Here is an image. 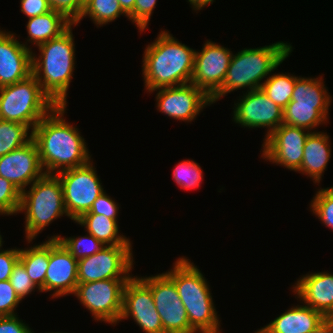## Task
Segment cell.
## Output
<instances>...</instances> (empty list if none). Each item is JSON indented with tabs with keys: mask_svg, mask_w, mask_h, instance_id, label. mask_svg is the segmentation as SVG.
<instances>
[{
	"mask_svg": "<svg viewBox=\"0 0 333 333\" xmlns=\"http://www.w3.org/2000/svg\"><path fill=\"white\" fill-rule=\"evenodd\" d=\"M66 106H55L32 130L45 174L80 167L91 160L78 128L64 119Z\"/></svg>",
	"mask_w": 333,
	"mask_h": 333,
	"instance_id": "cell-1",
	"label": "cell"
},
{
	"mask_svg": "<svg viewBox=\"0 0 333 333\" xmlns=\"http://www.w3.org/2000/svg\"><path fill=\"white\" fill-rule=\"evenodd\" d=\"M196 50L182 44L168 31L159 32L143 54L142 74L147 92L191 83Z\"/></svg>",
	"mask_w": 333,
	"mask_h": 333,
	"instance_id": "cell-2",
	"label": "cell"
},
{
	"mask_svg": "<svg viewBox=\"0 0 333 333\" xmlns=\"http://www.w3.org/2000/svg\"><path fill=\"white\" fill-rule=\"evenodd\" d=\"M74 26L72 24L59 37L38 45V57L32 52V74L56 106H67V92L75 70Z\"/></svg>",
	"mask_w": 333,
	"mask_h": 333,
	"instance_id": "cell-3",
	"label": "cell"
},
{
	"mask_svg": "<svg viewBox=\"0 0 333 333\" xmlns=\"http://www.w3.org/2000/svg\"><path fill=\"white\" fill-rule=\"evenodd\" d=\"M165 274L175 283L190 326L199 333H221L212 293L204 275L190 259L179 257Z\"/></svg>",
	"mask_w": 333,
	"mask_h": 333,
	"instance_id": "cell-4",
	"label": "cell"
},
{
	"mask_svg": "<svg viewBox=\"0 0 333 333\" xmlns=\"http://www.w3.org/2000/svg\"><path fill=\"white\" fill-rule=\"evenodd\" d=\"M290 43L282 41L257 48H244L233 54L221 88L211 97L212 104L226 94L248 88V92L259 89L263 79L292 53Z\"/></svg>",
	"mask_w": 333,
	"mask_h": 333,
	"instance_id": "cell-5",
	"label": "cell"
},
{
	"mask_svg": "<svg viewBox=\"0 0 333 333\" xmlns=\"http://www.w3.org/2000/svg\"><path fill=\"white\" fill-rule=\"evenodd\" d=\"M21 193L18 213H25L26 241L32 242L55 219L68 216L63 188L56 174H44Z\"/></svg>",
	"mask_w": 333,
	"mask_h": 333,
	"instance_id": "cell-6",
	"label": "cell"
},
{
	"mask_svg": "<svg viewBox=\"0 0 333 333\" xmlns=\"http://www.w3.org/2000/svg\"><path fill=\"white\" fill-rule=\"evenodd\" d=\"M55 106L33 74L0 88V119L28 125L31 131Z\"/></svg>",
	"mask_w": 333,
	"mask_h": 333,
	"instance_id": "cell-7",
	"label": "cell"
},
{
	"mask_svg": "<svg viewBox=\"0 0 333 333\" xmlns=\"http://www.w3.org/2000/svg\"><path fill=\"white\" fill-rule=\"evenodd\" d=\"M93 161L57 173L63 188L64 205L73 221L89 212L93 202L105 190L98 177Z\"/></svg>",
	"mask_w": 333,
	"mask_h": 333,
	"instance_id": "cell-8",
	"label": "cell"
},
{
	"mask_svg": "<svg viewBox=\"0 0 333 333\" xmlns=\"http://www.w3.org/2000/svg\"><path fill=\"white\" fill-rule=\"evenodd\" d=\"M129 279H107L78 283L73 293L96 321L119 323L123 290Z\"/></svg>",
	"mask_w": 333,
	"mask_h": 333,
	"instance_id": "cell-9",
	"label": "cell"
},
{
	"mask_svg": "<svg viewBox=\"0 0 333 333\" xmlns=\"http://www.w3.org/2000/svg\"><path fill=\"white\" fill-rule=\"evenodd\" d=\"M132 252V246H105L99 252L78 260V283L130 279L134 264Z\"/></svg>",
	"mask_w": 333,
	"mask_h": 333,
	"instance_id": "cell-10",
	"label": "cell"
},
{
	"mask_svg": "<svg viewBox=\"0 0 333 333\" xmlns=\"http://www.w3.org/2000/svg\"><path fill=\"white\" fill-rule=\"evenodd\" d=\"M141 278L150 286L163 333H197L190 326L175 283L165 273Z\"/></svg>",
	"mask_w": 333,
	"mask_h": 333,
	"instance_id": "cell-11",
	"label": "cell"
},
{
	"mask_svg": "<svg viewBox=\"0 0 333 333\" xmlns=\"http://www.w3.org/2000/svg\"><path fill=\"white\" fill-rule=\"evenodd\" d=\"M233 121L241 127L267 128L263 141L281 124L284 110L274 103L261 88L246 91L234 102Z\"/></svg>",
	"mask_w": 333,
	"mask_h": 333,
	"instance_id": "cell-12",
	"label": "cell"
},
{
	"mask_svg": "<svg viewBox=\"0 0 333 333\" xmlns=\"http://www.w3.org/2000/svg\"><path fill=\"white\" fill-rule=\"evenodd\" d=\"M310 133L304 128L281 124L264 140L261 157L297 172L301 167L304 145Z\"/></svg>",
	"mask_w": 333,
	"mask_h": 333,
	"instance_id": "cell-13",
	"label": "cell"
},
{
	"mask_svg": "<svg viewBox=\"0 0 333 333\" xmlns=\"http://www.w3.org/2000/svg\"><path fill=\"white\" fill-rule=\"evenodd\" d=\"M130 316L144 332L163 333V325L150 286L141 277L133 275L124 286L119 322Z\"/></svg>",
	"mask_w": 333,
	"mask_h": 333,
	"instance_id": "cell-14",
	"label": "cell"
},
{
	"mask_svg": "<svg viewBox=\"0 0 333 333\" xmlns=\"http://www.w3.org/2000/svg\"><path fill=\"white\" fill-rule=\"evenodd\" d=\"M156 102L157 110L174 120L193 121L206 106L212 104L211 98L192 83L179 86L158 88Z\"/></svg>",
	"mask_w": 333,
	"mask_h": 333,
	"instance_id": "cell-15",
	"label": "cell"
},
{
	"mask_svg": "<svg viewBox=\"0 0 333 333\" xmlns=\"http://www.w3.org/2000/svg\"><path fill=\"white\" fill-rule=\"evenodd\" d=\"M201 52H195L191 83L203 90L210 98L221 88L231 58L230 49L206 40Z\"/></svg>",
	"mask_w": 333,
	"mask_h": 333,
	"instance_id": "cell-16",
	"label": "cell"
},
{
	"mask_svg": "<svg viewBox=\"0 0 333 333\" xmlns=\"http://www.w3.org/2000/svg\"><path fill=\"white\" fill-rule=\"evenodd\" d=\"M44 174L38 147L33 139L24 146L0 156V176L9 180L21 192Z\"/></svg>",
	"mask_w": 333,
	"mask_h": 333,
	"instance_id": "cell-17",
	"label": "cell"
},
{
	"mask_svg": "<svg viewBox=\"0 0 333 333\" xmlns=\"http://www.w3.org/2000/svg\"><path fill=\"white\" fill-rule=\"evenodd\" d=\"M78 261L58 239H49V265L45 276V292L52 298L73 294L78 284Z\"/></svg>",
	"mask_w": 333,
	"mask_h": 333,
	"instance_id": "cell-18",
	"label": "cell"
},
{
	"mask_svg": "<svg viewBox=\"0 0 333 333\" xmlns=\"http://www.w3.org/2000/svg\"><path fill=\"white\" fill-rule=\"evenodd\" d=\"M20 43L14 33L0 30V88L32 74V48Z\"/></svg>",
	"mask_w": 333,
	"mask_h": 333,
	"instance_id": "cell-19",
	"label": "cell"
},
{
	"mask_svg": "<svg viewBox=\"0 0 333 333\" xmlns=\"http://www.w3.org/2000/svg\"><path fill=\"white\" fill-rule=\"evenodd\" d=\"M293 286L294 294L305 305L333 317V274L327 271L308 273Z\"/></svg>",
	"mask_w": 333,
	"mask_h": 333,
	"instance_id": "cell-20",
	"label": "cell"
},
{
	"mask_svg": "<svg viewBox=\"0 0 333 333\" xmlns=\"http://www.w3.org/2000/svg\"><path fill=\"white\" fill-rule=\"evenodd\" d=\"M302 304L292 306L261 329L266 333H309L326 317L321 312Z\"/></svg>",
	"mask_w": 333,
	"mask_h": 333,
	"instance_id": "cell-21",
	"label": "cell"
},
{
	"mask_svg": "<svg viewBox=\"0 0 333 333\" xmlns=\"http://www.w3.org/2000/svg\"><path fill=\"white\" fill-rule=\"evenodd\" d=\"M325 132L313 131L308 135L303 149V160L299 173L310 177L317 184L322 180L329 159L331 158V142Z\"/></svg>",
	"mask_w": 333,
	"mask_h": 333,
	"instance_id": "cell-22",
	"label": "cell"
},
{
	"mask_svg": "<svg viewBox=\"0 0 333 333\" xmlns=\"http://www.w3.org/2000/svg\"><path fill=\"white\" fill-rule=\"evenodd\" d=\"M72 24L62 13L53 9L45 14L28 18L27 42L35 46L48 42L59 37Z\"/></svg>",
	"mask_w": 333,
	"mask_h": 333,
	"instance_id": "cell-23",
	"label": "cell"
},
{
	"mask_svg": "<svg viewBox=\"0 0 333 333\" xmlns=\"http://www.w3.org/2000/svg\"><path fill=\"white\" fill-rule=\"evenodd\" d=\"M84 226L87 233L92 234L105 246H132L129 238L119 234L118 221L98 214H83L75 221Z\"/></svg>",
	"mask_w": 333,
	"mask_h": 333,
	"instance_id": "cell-24",
	"label": "cell"
},
{
	"mask_svg": "<svg viewBox=\"0 0 333 333\" xmlns=\"http://www.w3.org/2000/svg\"><path fill=\"white\" fill-rule=\"evenodd\" d=\"M322 76L317 78L298 77L296 79L291 101L287 105L314 106V108H329L332 101L326 90Z\"/></svg>",
	"mask_w": 333,
	"mask_h": 333,
	"instance_id": "cell-25",
	"label": "cell"
},
{
	"mask_svg": "<svg viewBox=\"0 0 333 333\" xmlns=\"http://www.w3.org/2000/svg\"><path fill=\"white\" fill-rule=\"evenodd\" d=\"M19 262L24 266L31 281L45 292V276L49 265V239L41 244L20 249Z\"/></svg>",
	"mask_w": 333,
	"mask_h": 333,
	"instance_id": "cell-26",
	"label": "cell"
},
{
	"mask_svg": "<svg viewBox=\"0 0 333 333\" xmlns=\"http://www.w3.org/2000/svg\"><path fill=\"white\" fill-rule=\"evenodd\" d=\"M283 124L309 130L328 123L329 108H314L305 105H286L283 109ZM314 128V129H313Z\"/></svg>",
	"mask_w": 333,
	"mask_h": 333,
	"instance_id": "cell-27",
	"label": "cell"
},
{
	"mask_svg": "<svg viewBox=\"0 0 333 333\" xmlns=\"http://www.w3.org/2000/svg\"><path fill=\"white\" fill-rule=\"evenodd\" d=\"M120 15L129 19L118 0H85L82 14L74 25H78L84 17L88 16L97 27H102L115 21Z\"/></svg>",
	"mask_w": 333,
	"mask_h": 333,
	"instance_id": "cell-28",
	"label": "cell"
},
{
	"mask_svg": "<svg viewBox=\"0 0 333 333\" xmlns=\"http://www.w3.org/2000/svg\"><path fill=\"white\" fill-rule=\"evenodd\" d=\"M298 76L287 73L269 75L264 79L261 89L274 103L282 109L291 101L294 85Z\"/></svg>",
	"mask_w": 333,
	"mask_h": 333,
	"instance_id": "cell-29",
	"label": "cell"
},
{
	"mask_svg": "<svg viewBox=\"0 0 333 333\" xmlns=\"http://www.w3.org/2000/svg\"><path fill=\"white\" fill-rule=\"evenodd\" d=\"M30 129L28 125L0 119V156L6 155L31 141L33 131Z\"/></svg>",
	"mask_w": 333,
	"mask_h": 333,
	"instance_id": "cell-30",
	"label": "cell"
},
{
	"mask_svg": "<svg viewBox=\"0 0 333 333\" xmlns=\"http://www.w3.org/2000/svg\"><path fill=\"white\" fill-rule=\"evenodd\" d=\"M48 238L58 239L77 261L91 256L105 247L100 240H97L89 233L81 237H62L60 235H54Z\"/></svg>",
	"mask_w": 333,
	"mask_h": 333,
	"instance_id": "cell-31",
	"label": "cell"
},
{
	"mask_svg": "<svg viewBox=\"0 0 333 333\" xmlns=\"http://www.w3.org/2000/svg\"><path fill=\"white\" fill-rule=\"evenodd\" d=\"M202 169L194 160L188 159L179 162L173 169V180L182 189L193 190L201 187L203 181Z\"/></svg>",
	"mask_w": 333,
	"mask_h": 333,
	"instance_id": "cell-32",
	"label": "cell"
},
{
	"mask_svg": "<svg viewBox=\"0 0 333 333\" xmlns=\"http://www.w3.org/2000/svg\"><path fill=\"white\" fill-rule=\"evenodd\" d=\"M310 207L321 223L333 230V186L318 189Z\"/></svg>",
	"mask_w": 333,
	"mask_h": 333,
	"instance_id": "cell-33",
	"label": "cell"
},
{
	"mask_svg": "<svg viewBox=\"0 0 333 333\" xmlns=\"http://www.w3.org/2000/svg\"><path fill=\"white\" fill-rule=\"evenodd\" d=\"M21 191L0 176V215H15L19 211Z\"/></svg>",
	"mask_w": 333,
	"mask_h": 333,
	"instance_id": "cell-34",
	"label": "cell"
},
{
	"mask_svg": "<svg viewBox=\"0 0 333 333\" xmlns=\"http://www.w3.org/2000/svg\"><path fill=\"white\" fill-rule=\"evenodd\" d=\"M9 281L21 300L31 294L35 289H38V291L41 292V290L31 281L24 266L19 261L14 266Z\"/></svg>",
	"mask_w": 333,
	"mask_h": 333,
	"instance_id": "cell-35",
	"label": "cell"
},
{
	"mask_svg": "<svg viewBox=\"0 0 333 333\" xmlns=\"http://www.w3.org/2000/svg\"><path fill=\"white\" fill-rule=\"evenodd\" d=\"M157 0H136L134 10L128 15L139 32L147 29Z\"/></svg>",
	"mask_w": 333,
	"mask_h": 333,
	"instance_id": "cell-36",
	"label": "cell"
},
{
	"mask_svg": "<svg viewBox=\"0 0 333 333\" xmlns=\"http://www.w3.org/2000/svg\"><path fill=\"white\" fill-rule=\"evenodd\" d=\"M20 301L10 281H0V316L17 315L15 310Z\"/></svg>",
	"mask_w": 333,
	"mask_h": 333,
	"instance_id": "cell-37",
	"label": "cell"
},
{
	"mask_svg": "<svg viewBox=\"0 0 333 333\" xmlns=\"http://www.w3.org/2000/svg\"><path fill=\"white\" fill-rule=\"evenodd\" d=\"M53 10L62 13L73 24L80 18L85 0H48Z\"/></svg>",
	"mask_w": 333,
	"mask_h": 333,
	"instance_id": "cell-38",
	"label": "cell"
},
{
	"mask_svg": "<svg viewBox=\"0 0 333 333\" xmlns=\"http://www.w3.org/2000/svg\"><path fill=\"white\" fill-rule=\"evenodd\" d=\"M119 206L114 199L109 197L104 191L97 199L93 202L89 212L85 214H98L104 215L107 218L118 220Z\"/></svg>",
	"mask_w": 333,
	"mask_h": 333,
	"instance_id": "cell-39",
	"label": "cell"
},
{
	"mask_svg": "<svg viewBox=\"0 0 333 333\" xmlns=\"http://www.w3.org/2000/svg\"><path fill=\"white\" fill-rule=\"evenodd\" d=\"M20 249H3L0 251V281L9 280L14 266L19 261Z\"/></svg>",
	"mask_w": 333,
	"mask_h": 333,
	"instance_id": "cell-40",
	"label": "cell"
},
{
	"mask_svg": "<svg viewBox=\"0 0 333 333\" xmlns=\"http://www.w3.org/2000/svg\"><path fill=\"white\" fill-rule=\"evenodd\" d=\"M32 329L18 315L0 316V333H31Z\"/></svg>",
	"mask_w": 333,
	"mask_h": 333,
	"instance_id": "cell-41",
	"label": "cell"
},
{
	"mask_svg": "<svg viewBox=\"0 0 333 333\" xmlns=\"http://www.w3.org/2000/svg\"><path fill=\"white\" fill-rule=\"evenodd\" d=\"M21 12L28 18L45 14L52 10L48 0H20Z\"/></svg>",
	"mask_w": 333,
	"mask_h": 333,
	"instance_id": "cell-42",
	"label": "cell"
},
{
	"mask_svg": "<svg viewBox=\"0 0 333 333\" xmlns=\"http://www.w3.org/2000/svg\"><path fill=\"white\" fill-rule=\"evenodd\" d=\"M309 333H333V317H326L320 325Z\"/></svg>",
	"mask_w": 333,
	"mask_h": 333,
	"instance_id": "cell-43",
	"label": "cell"
},
{
	"mask_svg": "<svg viewBox=\"0 0 333 333\" xmlns=\"http://www.w3.org/2000/svg\"><path fill=\"white\" fill-rule=\"evenodd\" d=\"M190 2L191 7L195 11L202 10L205 6L214 2V0H188Z\"/></svg>",
	"mask_w": 333,
	"mask_h": 333,
	"instance_id": "cell-44",
	"label": "cell"
},
{
	"mask_svg": "<svg viewBox=\"0 0 333 333\" xmlns=\"http://www.w3.org/2000/svg\"><path fill=\"white\" fill-rule=\"evenodd\" d=\"M123 11L129 15L134 10L136 0H118Z\"/></svg>",
	"mask_w": 333,
	"mask_h": 333,
	"instance_id": "cell-45",
	"label": "cell"
},
{
	"mask_svg": "<svg viewBox=\"0 0 333 333\" xmlns=\"http://www.w3.org/2000/svg\"><path fill=\"white\" fill-rule=\"evenodd\" d=\"M2 245H3V241H2V235H0V251L2 250Z\"/></svg>",
	"mask_w": 333,
	"mask_h": 333,
	"instance_id": "cell-46",
	"label": "cell"
},
{
	"mask_svg": "<svg viewBox=\"0 0 333 333\" xmlns=\"http://www.w3.org/2000/svg\"><path fill=\"white\" fill-rule=\"evenodd\" d=\"M255 333H266V332L263 331L262 329H259V330L255 331Z\"/></svg>",
	"mask_w": 333,
	"mask_h": 333,
	"instance_id": "cell-47",
	"label": "cell"
},
{
	"mask_svg": "<svg viewBox=\"0 0 333 333\" xmlns=\"http://www.w3.org/2000/svg\"><path fill=\"white\" fill-rule=\"evenodd\" d=\"M31 333H34V331H31ZM49 333H60V332H49ZM62 333V332H61Z\"/></svg>",
	"mask_w": 333,
	"mask_h": 333,
	"instance_id": "cell-48",
	"label": "cell"
}]
</instances>
